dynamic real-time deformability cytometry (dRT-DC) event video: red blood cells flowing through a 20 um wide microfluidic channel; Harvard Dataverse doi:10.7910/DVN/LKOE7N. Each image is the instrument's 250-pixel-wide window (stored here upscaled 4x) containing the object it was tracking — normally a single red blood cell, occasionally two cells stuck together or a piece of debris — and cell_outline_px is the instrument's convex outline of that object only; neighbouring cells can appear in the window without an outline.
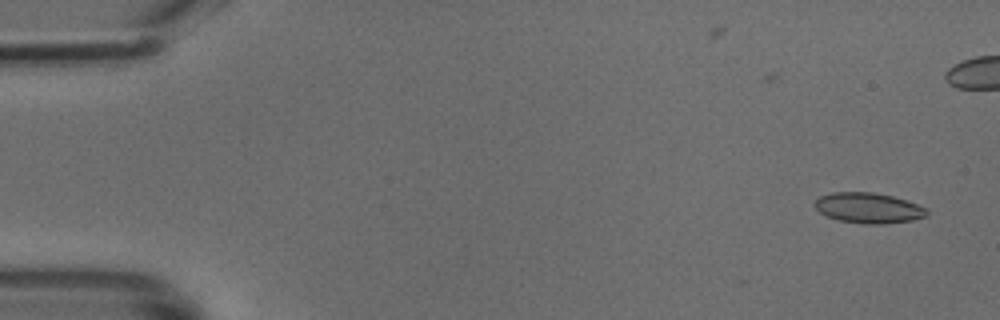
{"species": "common noctule bat (a hibernating species)", "species_latin": "Nyctalus noctula", "temperature_condition": "cold", "stored_images_in_passage": 50, "camera_frame_rate_fps": 3000, "um_per_image_px": 0.085, "animal": {"sex": "male", "body_mass_g": 18.8}, "frame": {"image": 1, "passage_image": 3, "time_ms": 0.667, "image_size_px": [1000, 320], "cell_outline_px": [[920, 216], [904, 220], [844, 220], [832, 216], [824, 212], [816, 204], [824, 196], [844, 192], [860, 192], [888, 196], [904, 200], [920, 208]], "centroid_in_image_um": [73.72, 17.6], "position_along_channel_um": 11.3, "area_um2": 16.36}}
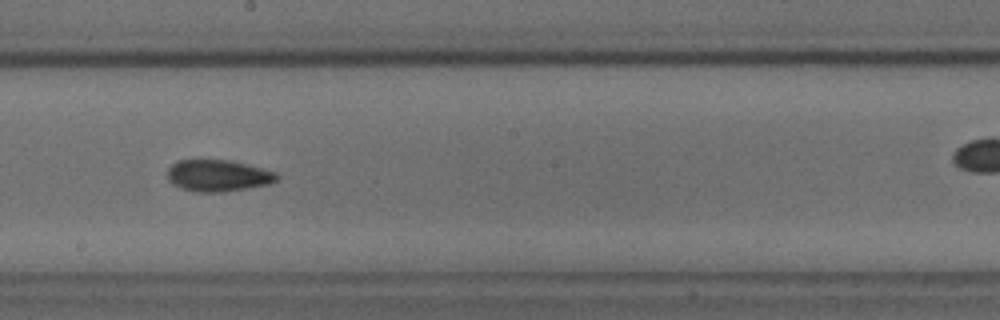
{"frame": {"image": 2, "passage_image": 28, "time_ms": 9.0, "image_size_px": [1000, 320], "cell_outline_px": [[276, 176], [272, 180], [256, 184], [232, 188], [188, 188], [172, 180], [172, 168], [176, 164], [184, 160], [216, 160], [236, 164], [268, 172]], "centroid_in_image_um": [18.44, 14.85], "position_along_channel_um": 229.8, "area_um2": 16.01}}
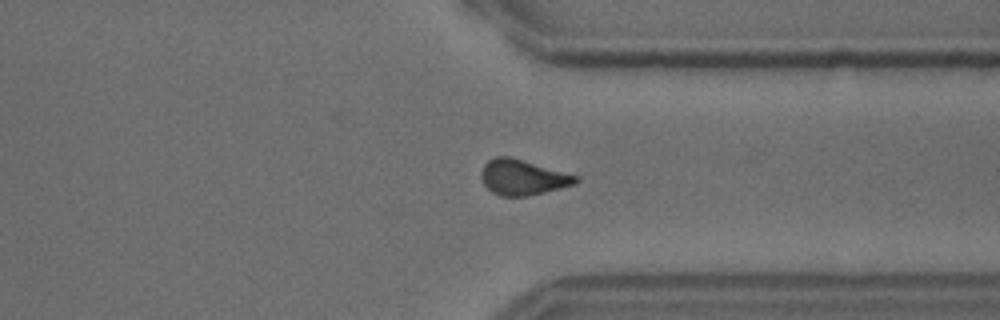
{"frame": {"image": 3, "passage_image": 38, "time_ms": 12.333, "image_size_px": [1000, 320], "cell_outline_px": [[576, 180], [568, 184], [540, 192], [516, 196], [508, 196], [496, 192], [488, 188], [484, 180], [484, 168], [492, 160], [516, 160], [576, 176]], "centroid_in_image_um": [44.42, 15.12], "position_along_channel_um": 367.0, "area_um2": 16.59}}